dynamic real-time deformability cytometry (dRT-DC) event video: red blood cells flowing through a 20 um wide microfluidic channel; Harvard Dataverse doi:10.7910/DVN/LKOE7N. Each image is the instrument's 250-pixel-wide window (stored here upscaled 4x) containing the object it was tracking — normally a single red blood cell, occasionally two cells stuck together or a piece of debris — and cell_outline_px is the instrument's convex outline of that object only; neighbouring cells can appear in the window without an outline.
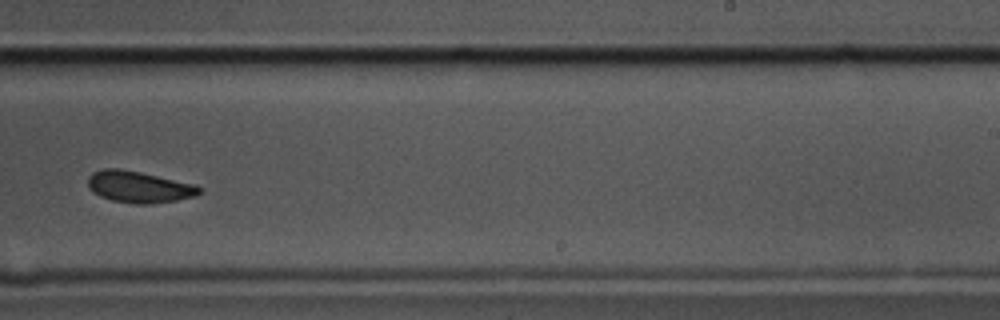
{"species": "common noctule bat (a hibernating species)", "species_latin": "Nyctalus noctula", "temperature_condition": "cold", "stored_images_in_passage": 14, "camera_frame_rate_fps": 3000, "um_per_image_px": 0.085, "animal": {"sex": "male", "body_mass_g": 17.5, "forearm_length_mm": 52.3}, "frame": {"image": 1, "passage_image": 8, "time_ms": 2.333, "image_size_px": [1000, 320], "cell_outline_px": [[204, 192], [196, 196], [176, 200], [152, 204], [136, 204], [112, 200], [100, 196], [92, 192], [88, 188], [88, 176], [92, 172], [104, 168], [120, 168], [140, 172], [196, 184]], "centroid_in_image_um": [11.81, 15.88], "position_along_channel_um": 277.2, "area_um2": 20.69}}
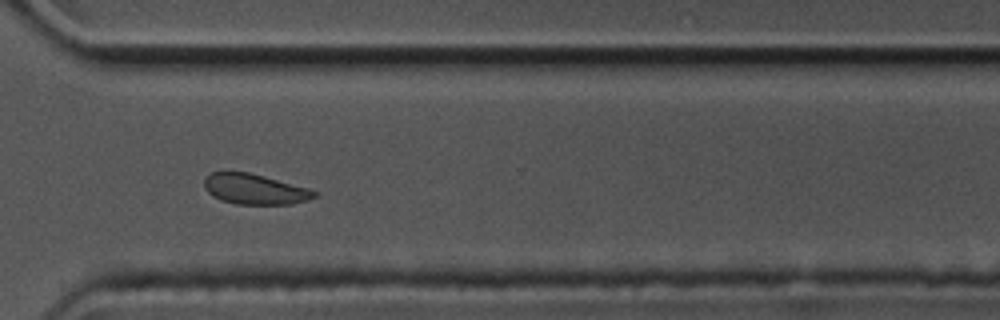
{"frame": {"image": 2, "passage_image": 10, "time_ms": 3.0, "image_size_px": [1000, 320], "cell_outline_px": [[316, 196], [308, 200], [292, 204], [236, 204], [220, 200], [212, 196], [204, 188], [204, 176], [212, 172], [224, 168], [248, 172], [264, 176], [308, 188], [316, 192]], "centroid_in_image_um": [21.55, 16.04], "position_along_channel_um": 349.0, "area_um2": 20.0}}
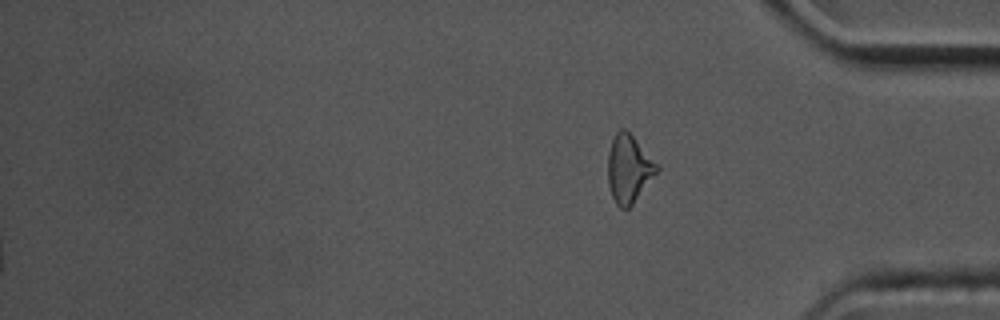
{"frame": {"image": 3, "passage_image": 14, "time_ms": 4.333, "image_size_px": [1000, 320], "cell_outline_px": [[660, 168], [632, 204], [628, 208], [620, 208], [616, 204], [612, 196], [608, 184], [608, 152], [612, 140], [616, 132], [620, 128], [624, 128], [660, 164]], "centroid_in_image_um": [53.45, 14.33], "position_along_channel_um": 381.7, "area_um2": 19.25}}